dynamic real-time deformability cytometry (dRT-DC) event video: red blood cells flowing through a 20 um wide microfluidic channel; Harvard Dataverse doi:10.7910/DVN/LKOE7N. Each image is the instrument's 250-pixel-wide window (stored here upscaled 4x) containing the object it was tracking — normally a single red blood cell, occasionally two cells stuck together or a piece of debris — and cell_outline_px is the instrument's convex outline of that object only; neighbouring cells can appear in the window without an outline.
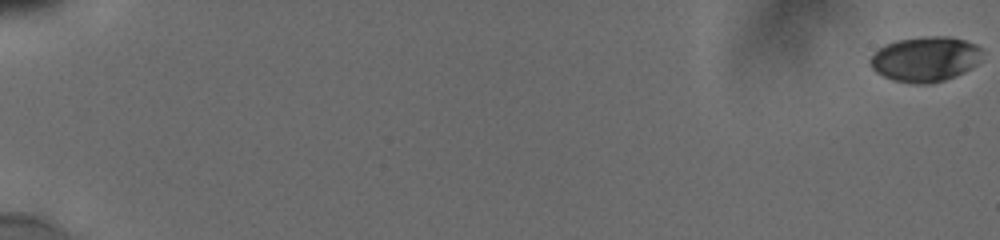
{"species": "human", "species_latin": "Homo sapiens", "temperature_condition": "cold", "stored_images_in_passage": 38, "camera_frame_rate_fps": 3000, "um_per_image_px": 0.085, "donor": {"sex": "male"}, "frame": {"image": 1, "passage_image": 1, "time_ms": 0.0, "image_size_px": [1000, 240], "cell_outline_px": [[980, 52], [976, 64], [964, 72], [956, 76], [932, 84], [912, 84], [892, 80], [876, 72], [872, 68], [868, 60], [884, 44], [896, 40], [928, 36], [948, 36], [964, 40], [976, 44], [980, 48]], "centroid_in_image_um": [78.61, 5.03], "position_along_channel_um": 6.4, "area_um2": 29.36}}
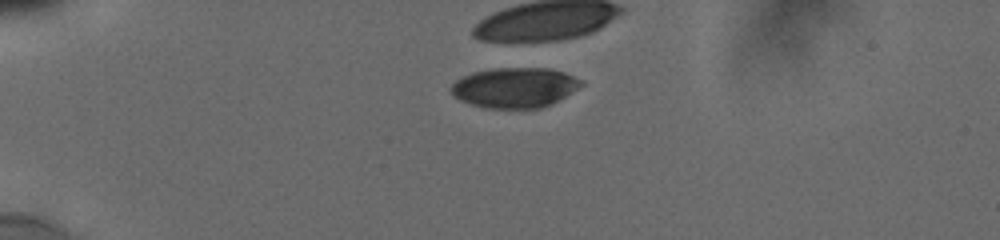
{"frame": {"image": 2, "passage_image": 23, "time_ms": 5.333, "image_size_px": [1000, 240], "cell_outline_px": [[584, 84], [564, 96], [540, 108], [484, 108], [460, 100], [452, 92], [452, 84], [456, 80], [472, 72], [496, 68], [548, 68], [564, 72], [580, 80]], "centroid_in_image_um": [43.73, 7.44], "position_along_channel_um": 41.3, "area_um2": 29.88}}